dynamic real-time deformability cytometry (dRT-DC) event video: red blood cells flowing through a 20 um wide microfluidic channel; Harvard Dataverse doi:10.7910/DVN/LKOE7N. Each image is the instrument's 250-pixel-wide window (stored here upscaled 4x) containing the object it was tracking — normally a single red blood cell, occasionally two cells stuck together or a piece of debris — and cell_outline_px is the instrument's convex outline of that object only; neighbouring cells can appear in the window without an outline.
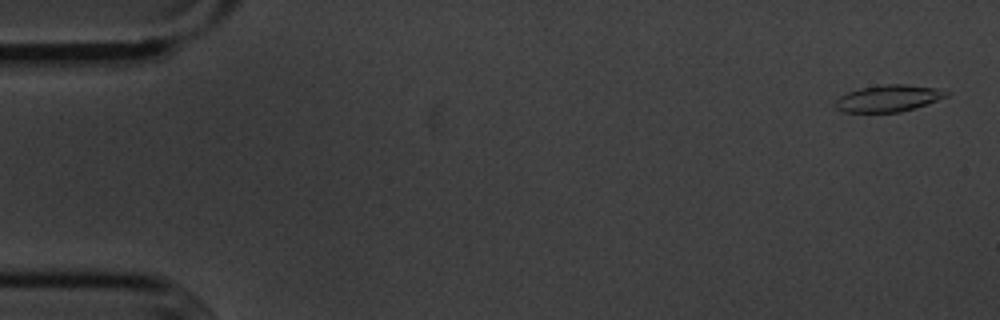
{"species": "common noctule bat (a hibernating species)", "species_latin": "Nyctalus noctula", "temperature_condition": "cold", "stored_images_in_passage": 55, "camera_frame_rate_fps": 3000, "um_per_image_px": 0.085, "animal": {"sex": "male", "body_mass_g": 20.1, "forearm_length_mm": 53.5}, "frame": {"image": 1, "passage_image": 2, "time_ms": 0.333, "image_size_px": [1000, 320], "cell_outline_px": [[952, 92], [948, 96], [900, 112], [844, 112], [836, 108], [832, 104], [840, 96], [848, 92], [860, 88], [884, 84], [908, 84], [936, 88]], "centroid_in_image_um": [75.49, 8.35], "position_along_channel_um": 9.5, "area_um2": 17.22}}
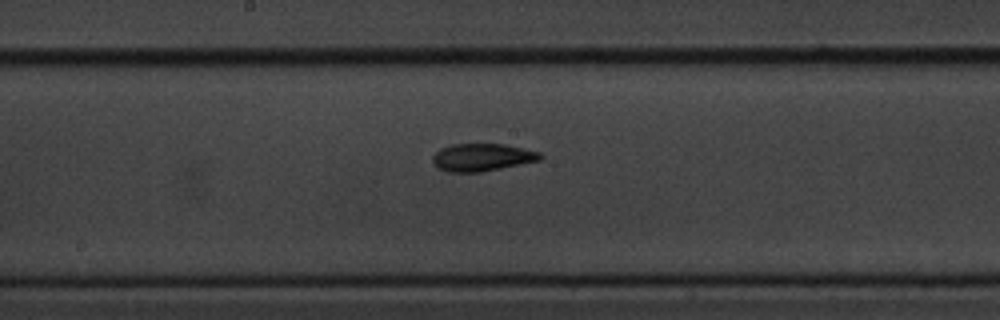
{"frame": {"image": 2, "passage_image": 29, "time_ms": 9.333, "image_size_px": [1000, 320], "cell_outline_px": [[544, 156], [540, 160], [480, 172], [448, 172], [436, 168], [432, 164], [432, 156], [440, 148], [452, 144], [504, 144], [524, 148], [540, 152]], "centroid_in_image_um": [40.94, 13.37], "position_along_channel_um": 207.3, "area_um2": 17.4}}
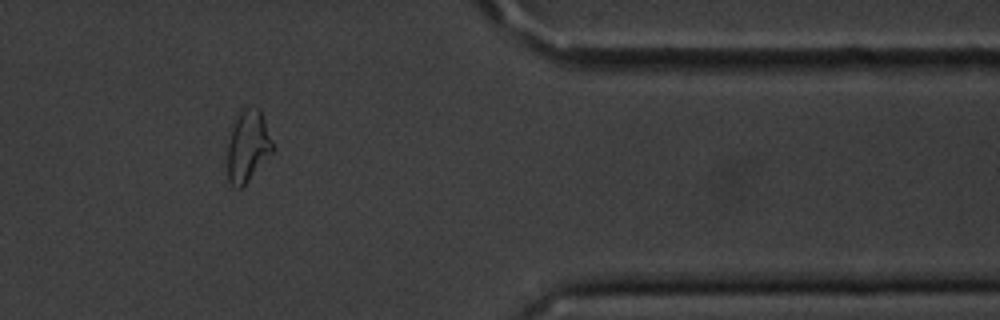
{"frame": {"image": 3, "passage_image": 46, "time_ms": 15.0, "image_size_px": [1000, 320], "cell_outline_px": [[276, 148], [248, 180], [240, 188], [236, 188], [228, 180], [228, 144], [232, 128], [240, 108], [248, 104], [260, 108]], "centroid_in_image_um": [21.09, 12.33], "position_along_channel_um": 390.3, "area_um2": 19.02}, "authors_computed_cell_mechanics": {"area_um2": 17.4556, "velocity_mm_per_s": 3.6164, "shape_relaxation_time_tau1_ms": 10.2586, "shape_relaxation_time_tau2_ms": 3.1698, "deformation_change_tau1": 0.2576, "deformation_change_tau2": 0.0901}}